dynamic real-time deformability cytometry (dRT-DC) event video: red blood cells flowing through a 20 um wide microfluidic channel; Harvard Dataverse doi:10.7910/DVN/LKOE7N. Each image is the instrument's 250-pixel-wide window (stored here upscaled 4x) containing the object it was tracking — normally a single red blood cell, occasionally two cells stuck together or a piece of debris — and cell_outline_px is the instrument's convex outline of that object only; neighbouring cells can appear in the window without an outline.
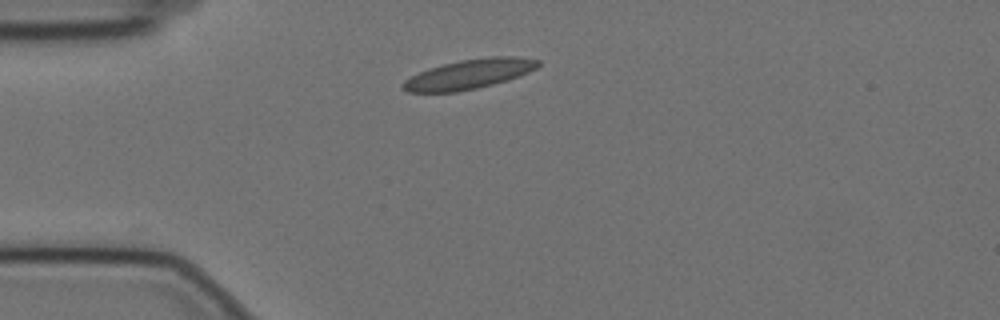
{"species": "Egyptian fruit bat (a non-hibernating species)", "species_latin": "Rousettus aegyptiacus", "temperature_condition": "cold", "stored_images_in_passage": 45, "camera_frame_rate_fps": 3000, "um_per_image_px": 0.085, "animal": {"sex": "female"}, "frame": {"image": 1, "passage_image": 1, "time_ms": 0.0, "image_size_px": [1000, 320], "cell_outline_px": [[540, 64], [536, 68], [528, 72], [508, 80], [476, 88], [456, 92], [408, 92], [400, 84], [404, 80], [428, 68], [460, 60], [492, 56], [516, 56], [540, 60]], "centroid_in_image_um": [39.88, 6.29], "position_along_channel_um": 45.1, "area_um2": 23.18}}
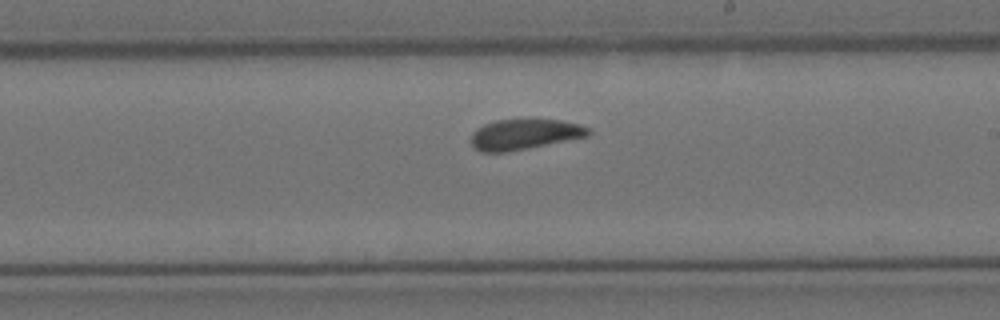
{"frame": {"image": 2, "passage_image": 20, "time_ms": 6.333, "image_size_px": [1000, 320], "cell_outline_px": [[592, 132], [588, 136], [508, 152], [480, 152], [472, 144], [472, 132], [484, 124], [496, 120], [560, 120], [580, 124], [588, 128]], "centroid_in_image_um": [44.58, 11.42], "position_along_channel_um": 244.4, "area_um2": 20.58}}
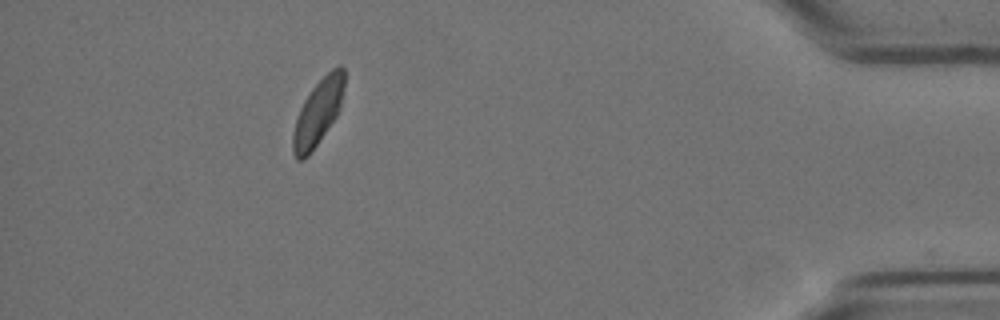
{"frame": {"image": 3, "passage_image": 39, "time_ms": 12.667, "image_size_px": [1000, 320], "cell_outline_px": [[344, 84], [340, 108], [336, 116], [308, 156], [304, 160], [296, 160], [292, 152], [292, 132], [300, 108], [304, 100], [312, 88], [332, 68], [340, 64], [344, 68]], "centroid_in_image_um": [27.01, 9.56], "position_along_channel_um": 408.2, "area_um2": 19.48}, "authors_computed_cell_mechanics": {"area_um2": 21.2704, "velocity_mm_per_s": 3.438, "shape_relaxation_time_tau1_ms": 4.9686, "shape_relaxation_time_tau2_ms": null, "deformation_change_tau1": 0.1181, "deformation_change_tau2": null}}